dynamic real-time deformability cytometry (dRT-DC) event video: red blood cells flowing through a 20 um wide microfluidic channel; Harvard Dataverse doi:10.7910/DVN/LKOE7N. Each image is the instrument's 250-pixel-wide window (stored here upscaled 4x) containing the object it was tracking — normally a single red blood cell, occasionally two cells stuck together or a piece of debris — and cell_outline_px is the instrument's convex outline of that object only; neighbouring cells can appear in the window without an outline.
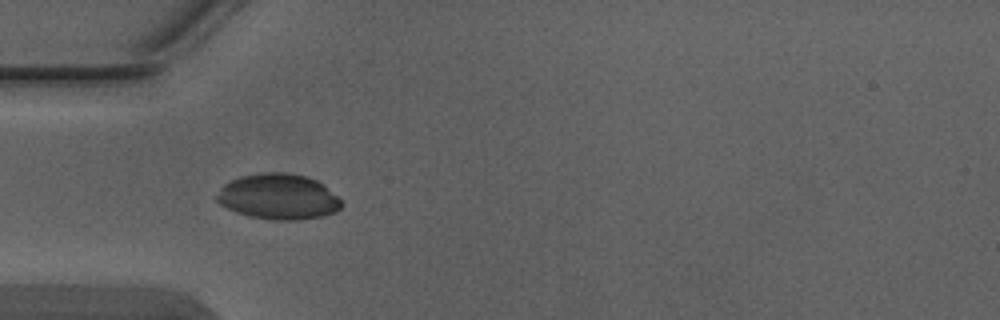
{"species": "Egyptian fruit bat (a non-hibernating species)", "species_latin": "Rousettus aegyptiacus", "temperature_condition": "warm", "stored_images_in_passage": 6, "camera_frame_rate_fps": 3000, "um_per_image_px": 0.085, "animal": {"sex": "male"}, "frame": {"image": 1, "passage_image": 5, "time_ms": 1.333, "image_size_px": [1000, 320], "cell_outline_px": [[344, 204], [336, 212], [320, 216], [296, 220], [272, 220], [248, 216], [236, 212], [220, 204], [216, 200], [216, 196], [220, 188], [224, 184], [240, 176], [260, 172], [288, 172], [304, 176], [316, 180], [324, 184]], "centroid_in_image_um": [23.65, 16.71], "position_along_channel_um": 61.3, "area_um2": 33.18}}
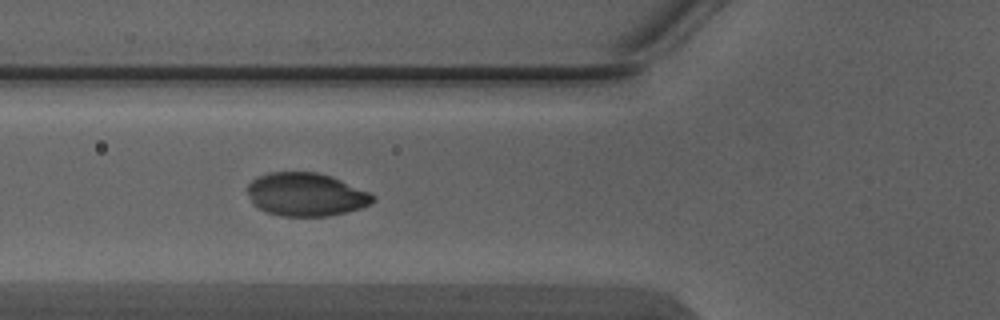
{"frame": {"image": 2, "passage_image": 6, "time_ms": 1.667, "image_size_px": [1000, 320], "cell_outline_px": [[376, 200], [372, 204], [348, 212], [328, 216], [280, 216], [268, 212], [252, 204], [248, 192], [248, 184], [252, 180], [260, 176], [272, 172], [316, 172], [332, 176], [368, 192], [376, 196]], "centroid_in_image_um": [26.04, 16.54], "position_along_channel_um": 99.8, "area_um2": 31.56}}